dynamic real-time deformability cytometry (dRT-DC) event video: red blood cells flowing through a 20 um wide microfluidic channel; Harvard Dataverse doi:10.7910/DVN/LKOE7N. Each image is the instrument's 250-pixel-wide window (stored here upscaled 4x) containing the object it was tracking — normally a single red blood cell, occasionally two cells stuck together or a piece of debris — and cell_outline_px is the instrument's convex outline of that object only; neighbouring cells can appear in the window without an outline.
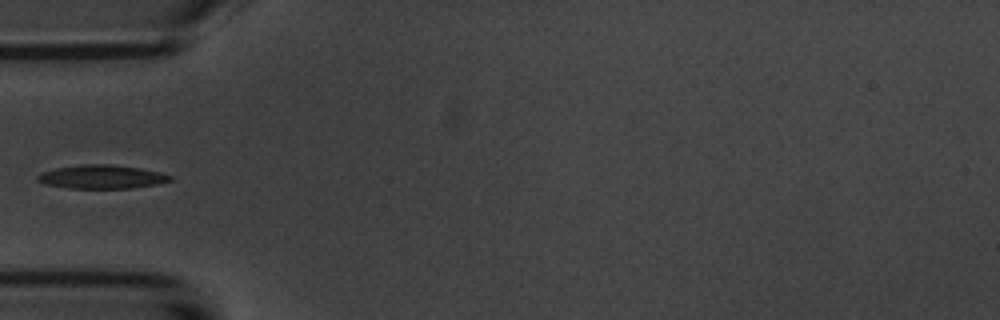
{"species": "common noctule bat (a hibernating species)", "species_latin": "Nyctalus noctula", "temperature_condition": "room temperature", "stored_images_in_passage": 5, "camera_frame_rate_fps": 3000, "um_per_image_px": 0.085, "animal": {"sex": "male", "body_mass_g": 20.1, "forearm_length_mm": 53.5}, "frame": {"image": 1, "passage_image": 5, "time_ms": 4.667, "image_size_px": [1000, 320], "cell_outline_px": [[172, 180], [156, 184], [132, 188], [68, 188], [48, 184], [36, 180], [36, 176], [44, 172], [56, 168], [80, 164], [112, 164], [140, 168], [160, 172], [172, 176]], "centroid_in_image_um": [8.67, 15.02], "position_along_channel_um": 76.3, "area_um2": 18.15}}